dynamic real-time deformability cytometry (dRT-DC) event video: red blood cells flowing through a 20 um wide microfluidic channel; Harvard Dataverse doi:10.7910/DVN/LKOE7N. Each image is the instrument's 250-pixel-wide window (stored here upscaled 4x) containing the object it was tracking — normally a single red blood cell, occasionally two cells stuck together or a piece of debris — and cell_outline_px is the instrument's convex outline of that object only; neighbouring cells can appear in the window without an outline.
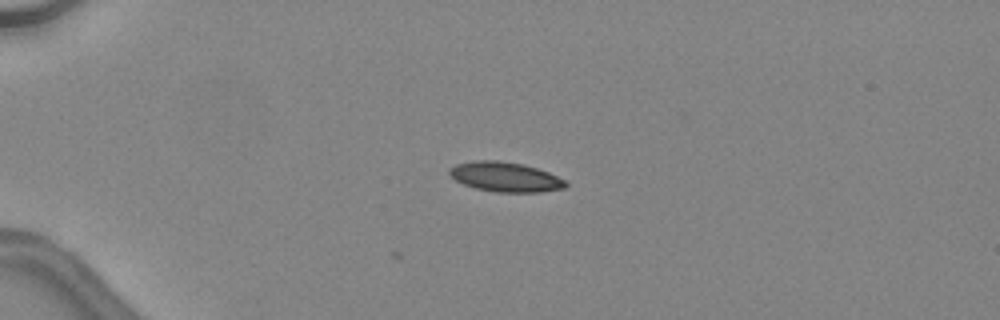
{"species": "common noctule bat (a hibernating species)", "species_latin": "Nyctalus noctula", "temperature_condition": "warm", "stored_images_in_passage": 5, "camera_frame_rate_fps": 3000, "um_per_image_px": 0.085, "animal": {"sex": "female", "body_mass_g": 24.6, "forearm_length_mm": 56.2}, "frame": {"image": 1, "passage_image": 1, "time_ms": 0.0, "image_size_px": [1000, 320], "cell_outline_px": [[568, 184], [564, 188], [540, 192], [496, 192], [476, 188], [464, 184], [456, 180], [448, 172], [448, 168], [456, 164], [472, 160], [496, 160], [524, 164], [548, 172], [564, 180]], "centroid_in_image_um": [42.92, 15.03], "position_along_channel_um": 42.1, "area_um2": 20.06}}